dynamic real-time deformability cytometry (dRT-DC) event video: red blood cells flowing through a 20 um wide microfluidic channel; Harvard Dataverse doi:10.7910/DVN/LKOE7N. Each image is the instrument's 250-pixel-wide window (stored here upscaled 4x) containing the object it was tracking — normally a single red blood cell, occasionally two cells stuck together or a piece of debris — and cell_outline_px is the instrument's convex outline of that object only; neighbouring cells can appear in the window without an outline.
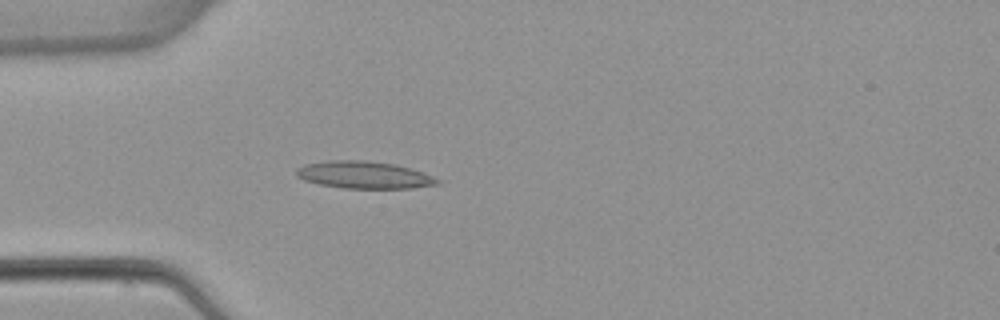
{"species": "common noctule bat (a hibernating species)", "species_latin": "Nyctalus noctula", "temperature_condition": "warm", "stored_images_in_passage": 4, "camera_frame_rate_fps": 3000, "um_per_image_px": 0.085, "animal": {"sex": "female", "body_mass_g": 22.7, "forearm_length_mm": 54.2}, "frame": {"image": 1, "passage_image": 4, "time_ms": 4.667, "image_size_px": [1000, 320], "cell_outline_px": [[440, 184], [412, 188], [344, 188], [320, 184], [304, 180], [296, 176], [296, 168], [304, 164], [328, 160], [368, 160], [396, 164], [412, 168], [432, 176], [440, 180]], "centroid_in_image_um": [30.94, 14.86], "position_along_channel_um": 54.1, "area_um2": 22.54}}